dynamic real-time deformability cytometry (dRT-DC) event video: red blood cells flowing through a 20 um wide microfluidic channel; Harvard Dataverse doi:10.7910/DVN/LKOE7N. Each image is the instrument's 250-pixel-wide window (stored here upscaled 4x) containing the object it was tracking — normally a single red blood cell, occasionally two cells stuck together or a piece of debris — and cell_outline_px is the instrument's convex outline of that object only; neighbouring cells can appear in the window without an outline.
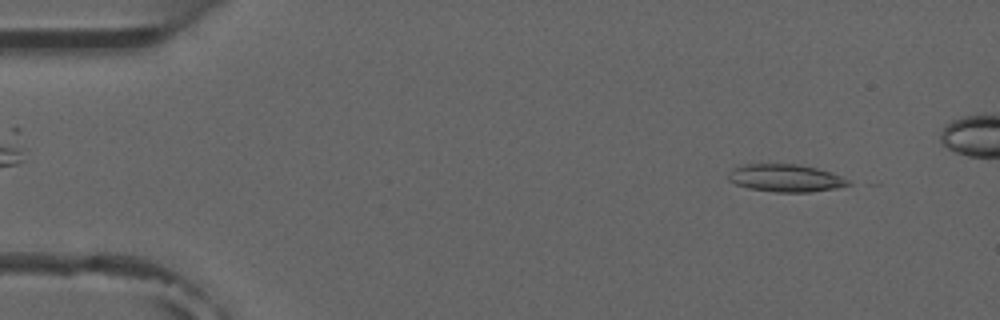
{"species": "common noctule bat (a hibernating species)", "species_latin": "Nyctalus noctula", "temperature_condition": "room temperature", "stored_images_in_passage": 6, "camera_frame_rate_fps": 3000, "um_per_image_px": 0.085, "animal": {"sex": "male", "forearm_length_mm": 52.5}, "frame": {"image": 1, "passage_image": 2, "time_ms": 1.333, "image_size_px": [1000, 320], "cell_outline_px": [[852, 184], [836, 188], [808, 192], [776, 192], [748, 188], [736, 184], [728, 180], [728, 176], [736, 168], [744, 164], [796, 164], [816, 168], [840, 176], [848, 180]], "centroid_in_image_um": [66.77, 15.14], "position_along_channel_um": 18.2, "area_um2": 18.9}}